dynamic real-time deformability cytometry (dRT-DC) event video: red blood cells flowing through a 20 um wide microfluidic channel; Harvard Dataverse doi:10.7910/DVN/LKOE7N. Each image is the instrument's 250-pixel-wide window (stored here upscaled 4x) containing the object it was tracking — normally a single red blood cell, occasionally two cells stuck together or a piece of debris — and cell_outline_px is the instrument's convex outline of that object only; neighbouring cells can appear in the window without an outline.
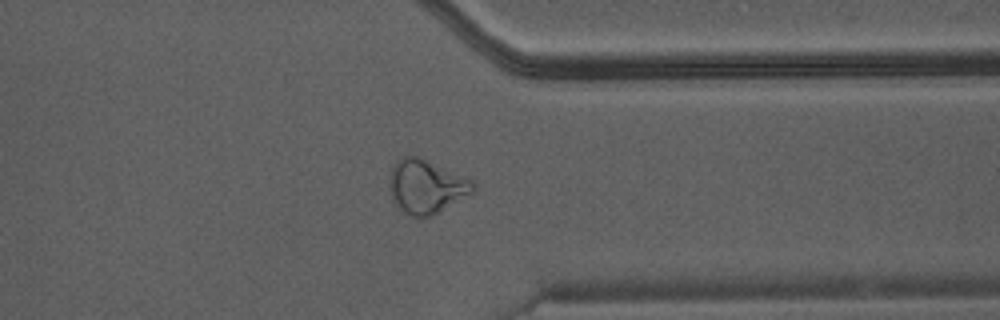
{"species": "Egyptian fruit bat (a non-hibernating species)", "species_latin": "Rousettus aegyptiacus", "temperature_condition": "warm", "stored_images_in_passage": 37, "camera_frame_rate_fps": 3000, "um_per_image_px": 0.085, "animal": {"sex": "male"}, "frame": {"image": 1, "passage_image": 32, "time_ms": 10.333, "image_size_px": [1000, 320], "cell_outline_px": [[476, 192], [432, 216], [408, 216], [392, 200], [388, 184], [388, 176], [392, 164], [396, 160], [404, 156], [420, 156], [472, 180], [476, 184]], "centroid_in_image_um": [36.22, 15.84], "position_along_channel_um": 375.2, "area_um2": 26.76}}